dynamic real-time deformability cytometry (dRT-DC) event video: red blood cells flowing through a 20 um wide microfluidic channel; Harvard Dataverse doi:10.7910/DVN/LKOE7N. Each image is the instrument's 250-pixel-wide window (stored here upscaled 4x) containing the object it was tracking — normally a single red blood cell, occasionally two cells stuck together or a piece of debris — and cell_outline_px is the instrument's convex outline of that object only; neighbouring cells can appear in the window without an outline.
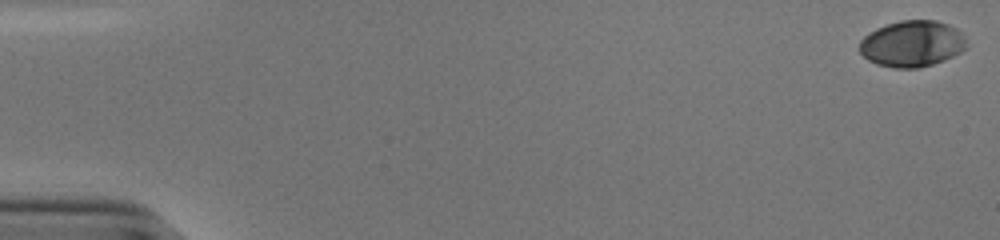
{"species": "human", "species_latin": "Homo sapiens", "temperature_condition": "cold", "stored_images_in_passage": 46, "camera_frame_rate_fps": 3000, "um_per_image_px": 0.085, "donor": {"sex": "male"}, "frame": {"image": 1, "passage_image": 1, "time_ms": 0.0, "image_size_px": [1000, 240], "cell_outline_px": [[964, 48], [960, 52], [944, 60], [932, 64], [916, 68], [896, 68], [876, 64], [868, 60], [856, 48], [860, 40], [868, 32], [876, 28], [900, 20], [936, 20], [948, 24], [956, 28], [964, 36]], "centroid_in_image_um": [77.46, 3.71], "position_along_channel_um": 7.5, "area_um2": 28.84}}
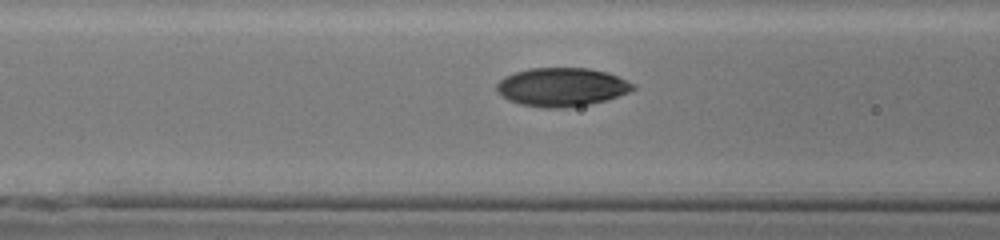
{"frame": {"image": 2, "passage_image": 23, "time_ms": 7.333, "image_size_px": [1000, 240], "cell_outline_px": [[636, 88], [628, 92], [608, 100], [588, 104], [560, 108], [544, 108], [520, 104], [508, 100], [496, 88], [496, 84], [504, 76], [528, 68], [588, 68], [608, 72], [636, 84]], "centroid_in_image_um": [47.77, 7.39], "position_along_channel_um": 118.8, "area_um2": 30.63}}
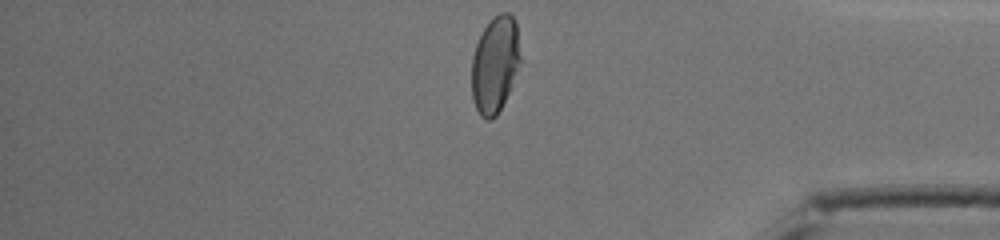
{"frame": {"image": 3, "passage_image": 46, "time_ms": 15.0, "image_size_px": [1000, 240], "cell_outline_px": [[524, 60], [496, 116], [488, 120], [484, 120], [480, 116], [472, 100], [472, 56], [476, 44], [484, 28], [500, 12], [508, 12], [516, 20]], "centroid_in_image_um": [42.13, 5.47], "position_along_channel_um": 393.1, "area_um2": 27.98}, "authors_computed_cell_mechanics": {"area_um2": 29.5647, "velocity_mm_per_s": 3.8482, "shape_relaxation_time_tau1_ms": 4.1806, "shape_relaxation_time_tau2_ms": 1.0851, "deformation_change_tau1": 0.1782, "deformation_change_tau2": 0.0374}}